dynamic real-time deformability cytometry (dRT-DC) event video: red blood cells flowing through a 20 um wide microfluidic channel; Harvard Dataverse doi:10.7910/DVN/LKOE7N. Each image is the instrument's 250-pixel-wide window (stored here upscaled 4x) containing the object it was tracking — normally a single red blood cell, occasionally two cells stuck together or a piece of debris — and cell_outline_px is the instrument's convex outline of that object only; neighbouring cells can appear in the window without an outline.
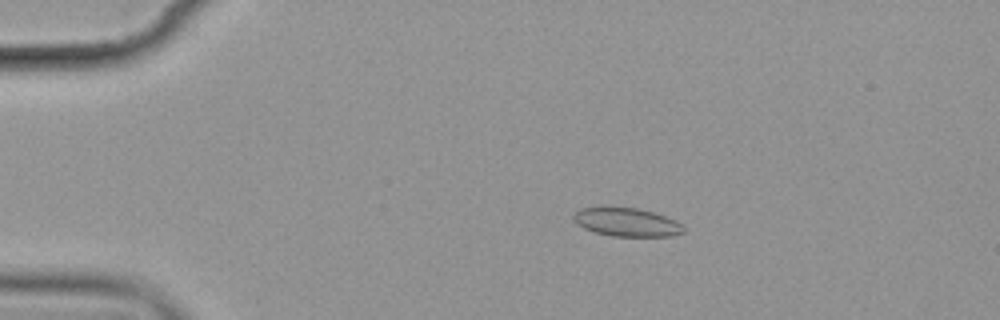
{"species": "common noctule bat (a hibernating species)", "species_latin": "Nyctalus noctula", "temperature_condition": "cold", "stored_images_in_passage": 6, "camera_frame_rate_fps": 3000, "um_per_image_px": 0.085, "animal": {"sex": "female", "body_mass_g": 19.9}, "frame": {"image": 1, "passage_image": 3, "time_ms": 3.333, "image_size_px": [1000, 320], "cell_outline_px": [[684, 232], [672, 236], [612, 236], [596, 232], [584, 228], [572, 220], [572, 216], [580, 208], [604, 204], [636, 208], [652, 212], [676, 220], [684, 228]], "centroid_in_image_um": [53.2, 18.84], "position_along_channel_um": 31.8, "area_um2": 18.73}}
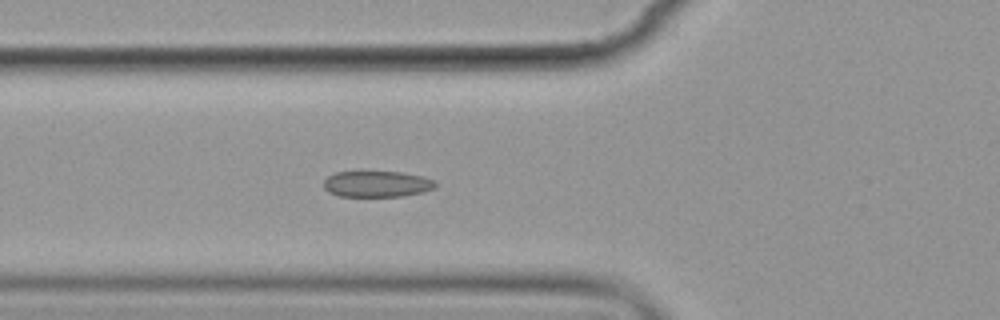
{"frame": {"image": 2, "passage_image": 6, "time_ms": 6.667, "image_size_px": [1000, 320], "cell_outline_px": [[436, 184], [432, 188], [420, 192], [400, 196], [340, 196], [328, 192], [324, 188], [324, 180], [328, 176], [336, 172], [400, 172], [424, 176], [432, 180]], "centroid_in_image_um": [31.99, 15.63], "position_along_channel_um": 93.8, "area_um2": 16.7}}